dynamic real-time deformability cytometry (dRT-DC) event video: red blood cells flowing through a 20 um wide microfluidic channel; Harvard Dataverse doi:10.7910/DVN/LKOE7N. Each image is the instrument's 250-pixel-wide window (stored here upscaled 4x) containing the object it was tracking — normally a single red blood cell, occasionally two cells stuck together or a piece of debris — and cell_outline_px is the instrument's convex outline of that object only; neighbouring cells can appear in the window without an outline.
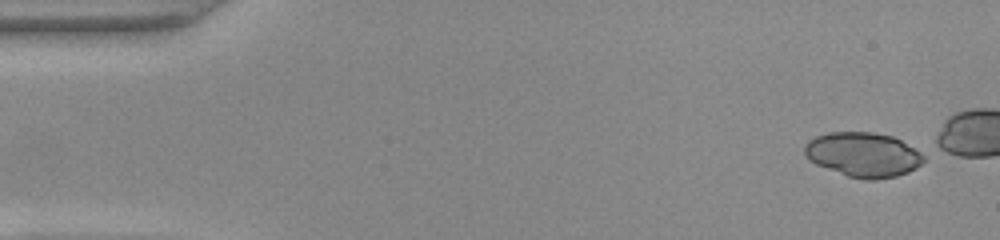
{"species": "common noctule bat (a hibernating species)", "species_latin": "Nyctalus noctula", "temperature_condition": "warm", "stored_images_in_passage": 39, "camera_frame_rate_fps": 3000, "um_per_image_px": 0.085, "animal": {"sex": "female", "body_mass_g": 22.0, "forearm_length_mm": 56.7}, "frame": {"image": 1, "passage_image": 1, "time_ms": 0.0, "image_size_px": [1000, 240], "cell_outline_px": [[924, 160], [916, 168], [908, 172], [896, 176], [876, 180], [864, 180], [848, 176], [816, 164], [808, 160], [804, 156], [804, 144], [808, 140], [816, 136], [828, 132], [872, 132], [892, 136], [900, 140], [920, 152], [924, 156]], "centroid_in_image_um": [73.33, 13.14], "position_along_channel_um": 11.7, "area_um2": 30.98}}